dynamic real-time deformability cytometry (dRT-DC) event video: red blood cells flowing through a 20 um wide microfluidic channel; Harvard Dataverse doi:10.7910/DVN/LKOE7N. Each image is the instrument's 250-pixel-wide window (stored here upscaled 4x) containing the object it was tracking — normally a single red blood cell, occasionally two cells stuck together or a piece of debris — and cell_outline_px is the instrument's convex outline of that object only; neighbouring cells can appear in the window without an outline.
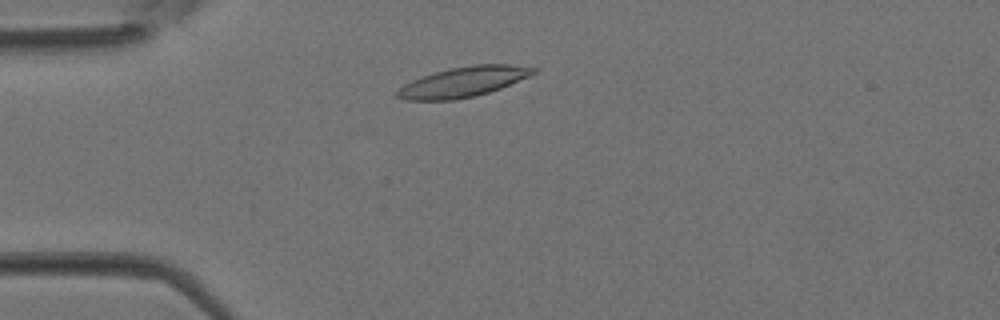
{"species": "Egyptian fruit bat (a non-hibernating species)", "species_latin": "Rousettus aegyptiacus", "temperature_condition": "room temperature", "stored_images_in_passage": 34, "camera_frame_rate_fps": 3000, "um_per_image_px": 0.085, "animal": {"sex": "female"}, "frame": {"image": 1, "passage_image": 6, "time_ms": 1.667, "image_size_px": [1000, 320], "cell_outline_px": [[536, 72], [528, 76], [500, 88], [488, 92], [472, 96], [452, 100], [404, 100], [396, 96], [396, 92], [404, 84], [412, 80], [448, 68], [472, 64], [508, 64], [536, 68]], "centroid_in_image_um": [39.35, 6.95], "position_along_channel_um": 45.7, "area_um2": 23.52}}
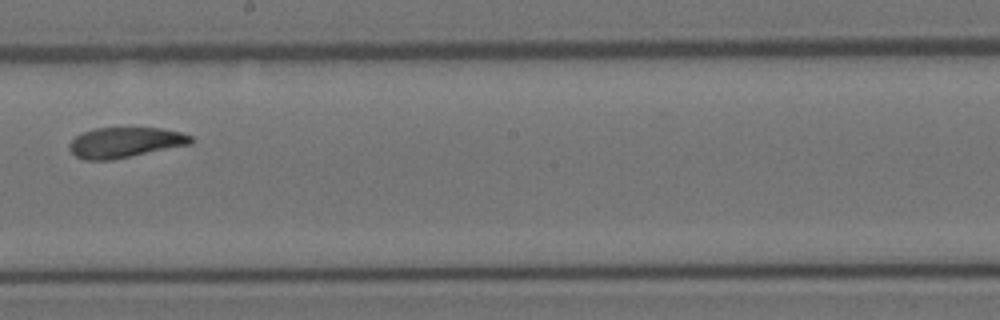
{"frame": {"image": 2, "passage_image": 18, "time_ms": 5.667, "image_size_px": [1000, 320], "cell_outline_px": [[196, 140], [192, 144], [112, 160], [84, 160], [76, 156], [68, 148], [68, 144], [76, 136], [84, 132], [96, 128], [160, 128], [180, 132], [192, 136]], "centroid_in_image_um": [10.66, 12.11], "position_along_channel_um": 237.5, "area_um2": 21.56}}
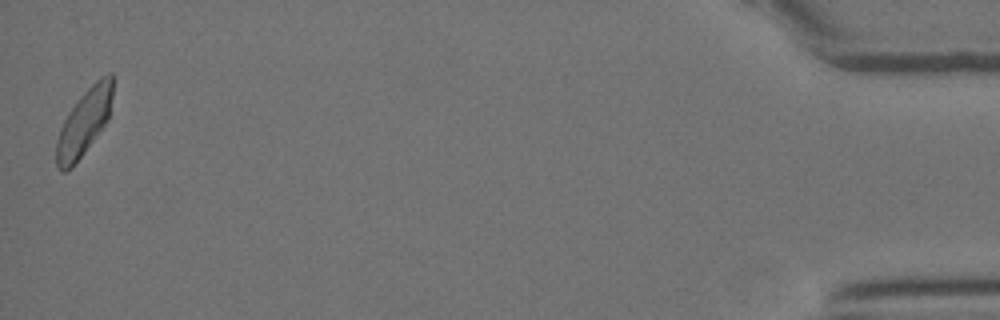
{"frame": {"image": 3, "passage_image": 34, "time_ms": 11.0, "image_size_px": [1000, 320], "cell_outline_px": [[112, 96], [108, 120], [72, 168], [64, 172], [60, 172], [56, 164], [56, 140], [60, 128], [68, 112], [80, 96], [100, 76], [108, 72], [112, 72]], "centroid_in_image_um": [7.13, 10.4], "position_along_channel_um": 428.1, "area_um2": 21.62}}